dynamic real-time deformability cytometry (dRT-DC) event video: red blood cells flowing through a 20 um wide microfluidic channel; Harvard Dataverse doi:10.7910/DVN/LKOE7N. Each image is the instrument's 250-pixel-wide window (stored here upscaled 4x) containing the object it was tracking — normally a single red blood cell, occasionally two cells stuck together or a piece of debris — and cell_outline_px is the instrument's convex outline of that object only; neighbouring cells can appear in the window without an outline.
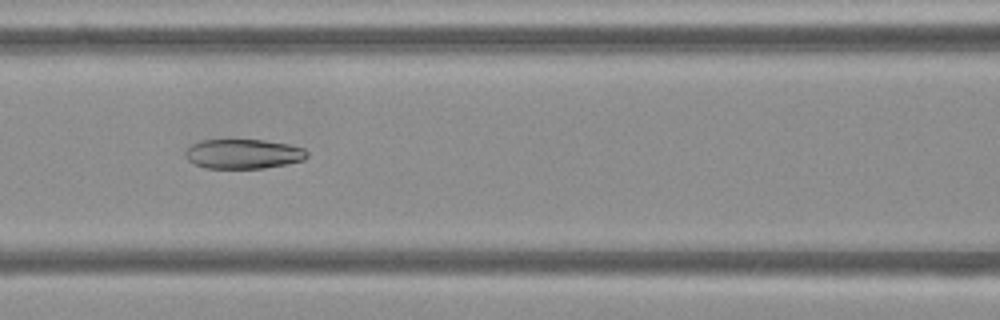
{"species": "Egyptian fruit bat (a non-hibernating species)", "species_latin": "Rousettus aegyptiacus", "temperature_condition": "cold", "stored_images_in_passage": 50, "camera_frame_rate_fps": 3000, "um_per_image_px": 0.085, "frame": {"image": 1, "passage_image": 18, "time_ms": 5.667, "image_size_px": [1000, 320], "cell_outline_px": [[308, 156], [304, 160], [264, 168], [204, 168], [188, 160], [184, 156], [184, 152], [192, 144], [200, 140], [264, 140], [288, 144], [304, 148], [308, 152]], "centroid_in_image_um": [20.67, 13.08], "position_along_channel_um": 145.9, "area_um2": 20.98}}
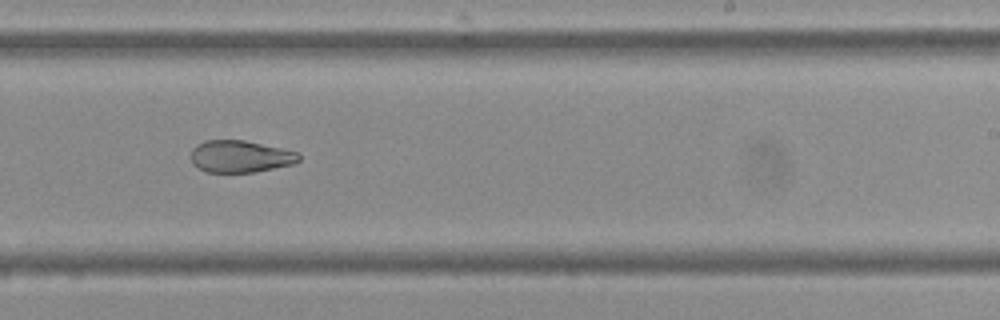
{"frame": {"image": 2, "passage_image": 28, "time_ms": 9.0, "image_size_px": [1000, 320], "cell_outline_px": [[300, 160], [292, 164], [252, 172], [208, 172], [196, 168], [192, 164], [192, 148], [196, 144], [204, 140], [244, 140], [300, 152]], "centroid_in_image_um": [20.4, 13.29], "position_along_channel_um": 268.6, "area_um2": 20.17}}
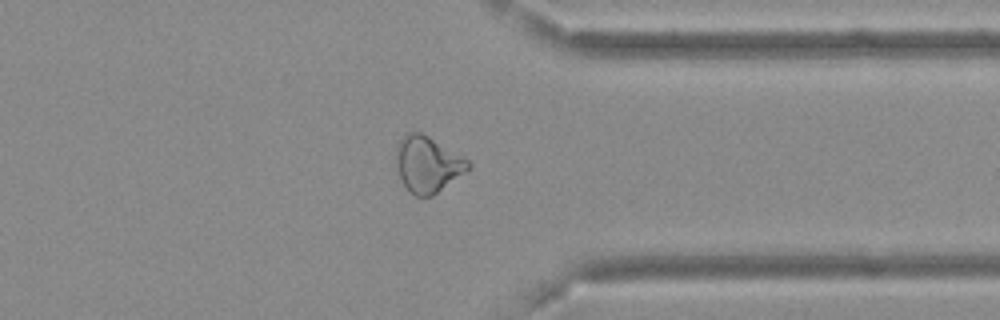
{"frame": {"image": 3, "passage_image": 37, "time_ms": 12.0, "image_size_px": [1000, 320], "cell_outline_px": [[472, 168], [432, 196], [416, 196], [408, 192], [396, 168], [396, 144], [408, 132], [420, 132], [428, 136], [468, 160], [472, 164]], "centroid_in_image_um": [36.34, 13.98], "position_along_channel_um": 375.1, "area_um2": 23.47}}